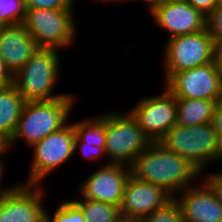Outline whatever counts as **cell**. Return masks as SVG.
<instances>
[{
  "label": "cell",
  "mask_w": 222,
  "mask_h": 222,
  "mask_svg": "<svg viewBox=\"0 0 222 222\" xmlns=\"http://www.w3.org/2000/svg\"><path fill=\"white\" fill-rule=\"evenodd\" d=\"M92 1H94V0H92ZM99 1L102 2V3H105L106 5L107 4L110 5V3H114L115 5H116V3L117 4L121 3V0H98V2ZM95 2H97V0Z\"/></svg>",
  "instance_id": "35"
},
{
  "label": "cell",
  "mask_w": 222,
  "mask_h": 222,
  "mask_svg": "<svg viewBox=\"0 0 222 222\" xmlns=\"http://www.w3.org/2000/svg\"><path fill=\"white\" fill-rule=\"evenodd\" d=\"M174 199L181 208L184 222H222V204L201 178L198 184L187 187Z\"/></svg>",
  "instance_id": "15"
},
{
  "label": "cell",
  "mask_w": 222,
  "mask_h": 222,
  "mask_svg": "<svg viewBox=\"0 0 222 222\" xmlns=\"http://www.w3.org/2000/svg\"><path fill=\"white\" fill-rule=\"evenodd\" d=\"M26 11L25 0H0V27L23 24Z\"/></svg>",
  "instance_id": "22"
},
{
  "label": "cell",
  "mask_w": 222,
  "mask_h": 222,
  "mask_svg": "<svg viewBox=\"0 0 222 222\" xmlns=\"http://www.w3.org/2000/svg\"><path fill=\"white\" fill-rule=\"evenodd\" d=\"M187 2L205 16L218 5L217 0H188Z\"/></svg>",
  "instance_id": "30"
},
{
  "label": "cell",
  "mask_w": 222,
  "mask_h": 222,
  "mask_svg": "<svg viewBox=\"0 0 222 222\" xmlns=\"http://www.w3.org/2000/svg\"><path fill=\"white\" fill-rule=\"evenodd\" d=\"M159 143L188 159L201 173L219 161L218 135L212 122L197 126L176 124Z\"/></svg>",
  "instance_id": "4"
},
{
  "label": "cell",
  "mask_w": 222,
  "mask_h": 222,
  "mask_svg": "<svg viewBox=\"0 0 222 222\" xmlns=\"http://www.w3.org/2000/svg\"><path fill=\"white\" fill-rule=\"evenodd\" d=\"M75 0H25L27 8L35 9H67L75 6Z\"/></svg>",
  "instance_id": "26"
},
{
  "label": "cell",
  "mask_w": 222,
  "mask_h": 222,
  "mask_svg": "<svg viewBox=\"0 0 222 222\" xmlns=\"http://www.w3.org/2000/svg\"><path fill=\"white\" fill-rule=\"evenodd\" d=\"M212 63L222 73V36L213 39L212 43Z\"/></svg>",
  "instance_id": "29"
},
{
  "label": "cell",
  "mask_w": 222,
  "mask_h": 222,
  "mask_svg": "<svg viewBox=\"0 0 222 222\" xmlns=\"http://www.w3.org/2000/svg\"><path fill=\"white\" fill-rule=\"evenodd\" d=\"M76 136L86 145L105 147L106 110L97 116L72 122Z\"/></svg>",
  "instance_id": "19"
},
{
  "label": "cell",
  "mask_w": 222,
  "mask_h": 222,
  "mask_svg": "<svg viewBox=\"0 0 222 222\" xmlns=\"http://www.w3.org/2000/svg\"><path fill=\"white\" fill-rule=\"evenodd\" d=\"M131 167L123 164L99 165L79 183V196L120 208Z\"/></svg>",
  "instance_id": "12"
},
{
  "label": "cell",
  "mask_w": 222,
  "mask_h": 222,
  "mask_svg": "<svg viewBox=\"0 0 222 222\" xmlns=\"http://www.w3.org/2000/svg\"><path fill=\"white\" fill-rule=\"evenodd\" d=\"M8 152H10L8 141L0 135V157H5Z\"/></svg>",
  "instance_id": "34"
},
{
  "label": "cell",
  "mask_w": 222,
  "mask_h": 222,
  "mask_svg": "<svg viewBox=\"0 0 222 222\" xmlns=\"http://www.w3.org/2000/svg\"><path fill=\"white\" fill-rule=\"evenodd\" d=\"M157 95L143 97L128 111L151 142H159L177 124L176 98L162 87Z\"/></svg>",
  "instance_id": "9"
},
{
  "label": "cell",
  "mask_w": 222,
  "mask_h": 222,
  "mask_svg": "<svg viewBox=\"0 0 222 222\" xmlns=\"http://www.w3.org/2000/svg\"><path fill=\"white\" fill-rule=\"evenodd\" d=\"M206 29L212 39L222 36V2L206 16Z\"/></svg>",
  "instance_id": "25"
},
{
  "label": "cell",
  "mask_w": 222,
  "mask_h": 222,
  "mask_svg": "<svg viewBox=\"0 0 222 222\" xmlns=\"http://www.w3.org/2000/svg\"><path fill=\"white\" fill-rule=\"evenodd\" d=\"M75 95L70 93L55 100L26 102L14 136L8 142L9 151H13L14 146L21 142L29 149L64 127L77 103Z\"/></svg>",
  "instance_id": "2"
},
{
  "label": "cell",
  "mask_w": 222,
  "mask_h": 222,
  "mask_svg": "<svg viewBox=\"0 0 222 222\" xmlns=\"http://www.w3.org/2000/svg\"><path fill=\"white\" fill-rule=\"evenodd\" d=\"M201 179L211 188L216 196V199L222 204V172L208 173L203 171L201 173Z\"/></svg>",
  "instance_id": "27"
},
{
  "label": "cell",
  "mask_w": 222,
  "mask_h": 222,
  "mask_svg": "<svg viewBox=\"0 0 222 222\" xmlns=\"http://www.w3.org/2000/svg\"><path fill=\"white\" fill-rule=\"evenodd\" d=\"M75 154L79 150L81 156H83L84 160L86 159L87 162H92V160L98 162L97 164L100 165H107L110 164L106 159L105 154V147H97L95 145H86V143L82 142L77 136L75 139V146H74ZM104 157V158H103ZM105 159V163H101V160ZM89 160V161H88ZM107 162V163H106Z\"/></svg>",
  "instance_id": "24"
},
{
  "label": "cell",
  "mask_w": 222,
  "mask_h": 222,
  "mask_svg": "<svg viewBox=\"0 0 222 222\" xmlns=\"http://www.w3.org/2000/svg\"><path fill=\"white\" fill-rule=\"evenodd\" d=\"M141 222H184L181 208L173 198L165 206L147 215Z\"/></svg>",
  "instance_id": "23"
},
{
  "label": "cell",
  "mask_w": 222,
  "mask_h": 222,
  "mask_svg": "<svg viewBox=\"0 0 222 222\" xmlns=\"http://www.w3.org/2000/svg\"><path fill=\"white\" fill-rule=\"evenodd\" d=\"M25 103L13 84L0 91V135L8 142L14 136Z\"/></svg>",
  "instance_id": "17"
},
{
  "label": "cell",
  "mask_w": 222,
  "mask_h": 222,
  "mask_svg": "<svg viewBox=\"0 0 222 222\" xmlns=\"http://www.w3.org/2000/svg\"><path fill=\"white\" fill-rule=\"evenodd\" d=\"M216 101L209 99H176L177 124L197 126L213 121Z\"/></svg>",
  "instance_id": "18"
},
{
  "label": "cell",
  "mask_w": 222,
  "mask_h": 222,
  "mask_svg": "<svg viewBox=\"0 0 222 222\" xmlns=\"http://www.w3.org/2000/svg\"><path fill=\"white\" fill-rule=\"evenodd\" d=\"M61 52L52 48H39L13 75V85L26 102L55 100L70 94L55 92L62 74Z\"/></svg>",
  "instance_id": "3"
},
{
  "label": "cell",
  "mask_w": 222,
  "mask_h": 222,
  "mask_svg": "<svg viewBox=\"0 0 222 222\" xmlns=\"http://www.w3.org/2000/svg\"><path fill=\"white\" fill-rule=\"evenodd\" d=\"M56 206L53 214L48 212L49 209H45L44 222H85L81 209L71 198L69 200L66 198L60 204H56Z\"/></svg>",
  "instance_id": "21"
},
{
  "label": "cell",
  "mask_w": 222,
  "mask_h": 222,
  "mask_svg": "<svg viewBox=\"0 0 222 222\" xmlns=\"http://www.w3.org/2000/svg\"><path fill=\"white\" fill-rule=\"evenodd\" d=\"M39 48L23 24L0 28V58L12 75H15Z\"/></svg>",
  "instance_id": "16"
},
{
  "label": "cell",
  "mask_w": 222,
  "mask_h": 222,
  "mask_svg": "<svg viewBox=\"0 0 222 222\" xmlns=\"http://www.w3.org/2000/svg\"><path fill=\"white\" fill-rule=\"evenodd\" d=\"M46 190L45 185L17 182L0 197V222H44Z\"/></svg>",
  "instance_id": "11"
},
{
  "label": "cell",
  "mask_w": 222,
  "mask_h": 222,
  "mask_svg": "<svg viewBox=\"0 0 222 222\" xmlns=\"http://www.w3.org/2000/svg\"><path fill=\"white\" fill-rule=\"evenodd\" d=\"M151 143L129 111L106 110L105 154L109 163L131 167Z\"/></svg>",
  "instance_id": "6"
},
{
  "label": "cell",
  "mask_w": 222,
  "mask_h": 222,
  "mask_svg": "<svg viewBox=\"0 0 222 222\" xmlns=\"http://www.w3.org/2000/svg\"><path fill=\"white\" fill-rule=\"evenodd\" d=\"M212 123L218 135V151L220 162L222 161V99L216 102Z\"/></svg>",
  "instance_id": "28"
},
{
  "label": "cell",
  "mask_w": 222,
  "mask_h": 222,
  "mask_svg": "<svg viewBox=\"0 0 222 222\" xmlns=\"http://www.w3.org/2000/svg\"><path fill=\"white\" fill-rule=\"evenodd\" d=\"M132 1L134 2L142 1L143 3H145V5L147 4L146 10L148 13L161 2V0H121V4L122 3L127 4Z\"/></svg>",
  "instance_id": "33"
},
{
  "label": "cell",
  "mask_w": 222,
  "mask_h": 222,
  "mask_svg": "<svg viewBox=\"0 0 222 222\" xmlns=\"http://www.w3.org/2000/svg\"><path fill=\"white\" fill-rule=\"evenodd\" d=\"M162 86L176 99H222V73L212 62L174 73Z\"/></svg>",
  "instance_id": "10"
},
{
  "label": "cell",
  "mask_w": 222,
  "mask_h": 222,
  "mask_svg": "<svg viewBox=\"0 0 222 222\" xmlns=\"http://www.w3.org/2000/svg\"><path fill=\"white\" fill-rule=\"evenodd\" d=\"M138 180L164 188L175 197L179 192L198 183L201 172L188 159L152 142L131 166Z\"/></svg>",
  "instance_id": "1"
},
{
  "label": "cell",
  "mask_w": 222,
  "mask_h": 222,
  "mask_svg": "<svg viewBox=\"0 0 222 222\" xmlns=\"http://www.w3.org/2000/svg\"><path fill=\"white\" fill-rule=\"evenodd\" d=\"M78 197L71 200L81 209L85 222H123L118 207Z\"/></svg>",
  "instance_id": "20"
},
{
  "label": "cell",
  "mask_w": 222,
  "mask_h": 222,
  "mask_svg": "<svg viewBox=\"0 0 222 222\" xmlns=\"http://www.w3.org/2000/svg\"><path fill=\"white\" fill-rule=\"evenodd\" d=\"M74 9L27 8L23 25L40 48L67 50L75 44L78 33Z\"/></svg>",
  "instance_id": "5"
},
{
  "label": "cell",
  "mask_w": 222,
  "mask_h": 222,
  "mask_svg": "<svg viewBox=\"0 0 222 222\" xmlns=\"http://www.w3.org/2000/svg\"><path fill=\"white\" fill-rule=\"evenodd\" d=\"M0 81H2L6 86L13 84V75L1 58H0Z\"/></svg>",
  "instance_id": "32"
},
{
  "label": "cell",
  "mask_w": 222,
  "mask_h": 222,
  "mask_svg": "<svg viewBox=\"0 0 222 222\" xmlns=\"http://www.w3.org/2000/svg\"><path fill=\"white\" fill-rule=\"evenodd\" d=\"M149 15L157 28L167 31V39L206 29V16L188 2H160Z\"/></svg>",
  "instance_id": "14"
},
{
  "label": "cell",
  "mask_w": 222,
  "mask_h": 222,
  "mask_svg": "<svg viewBox=\"0 0 222 222\" xmlns=\"http://www.w3.org/2000/svg\"><path fill=\"white\" fill-rule=\"evenodd\" d=\"M173 198L164 188L138 180L131 174L119 208L121 218L123 222H141Z\"/></svg>",
  "instance_id": "13"
},
{
  "label": "cell",
  "mask_w": 222,
  "mask_h": 222,
  "mask_svg": "<svg viewBox=\"0 0 222 222\" xmlns=\"http://www.w3.org/2000/svg\"><path fill=\"white\" fill-rule=\"evenodd\" d=\"M6 85L2 82V81H0V91L5 87Z\"/></svg>",
  "instance_id": "37"
},
{
  "label": "cell",
  "mask_w": 222,
  "mask_h": 222,
  "mask_svg": "<svg viewBox=\"0 0 222 222\" xmlns=\"http://www.w3.org/2000/svg\"><path fill=\"white\" fill-rule=\"evenodd\" d=\"M76 134L71 120L61 129L49 134L29 148L32 152L31 164L28 168L24 184L46 185L50 174L59 169L75 154ZM33 150V151H32ZM45 181V182H44Z\"/></svg>",
  "instance_id": "7"
},
{
  "label": "cell",
  "mask_w": 222,
  "mask_h": 222,
  "mask_svg": "<svg viewBox=\"0 0 222 222\" xmlns=\"http://www.w3.org/2000/svg\"><path fill=\"white\" fill-rule=\"evenodd\" d=\"M213 39L207 29L167 39L163 46L165 83L174 73L212 62Z\"/></svg>",
  "instance_id": "8"
},
{
  "label": "cell",
  "mask_w": 222,
  "mask_h": 222,
  "mask_svg": "<svg viewBox=\"0 0 222 222\" xmlns=\"http://www.w3.org/2000/svg\"><path fill=\"white\" fill-rule=\"evenodd\" d=\"M4 160L7 163V160L5 159V157H0V197L3 196L4 194H6L8 191H10L17 184V183H15L13 185V183H12L11 186H10V184L9 185L4 184V182H3L4 177H5L4 174L7 169V167H6L7 164L5 163ZM3 185H5V186H3Z\"/></svg>",
  "instance_id": "31"
},
{
  "label": "cell",
  "mask_w": 222,
  "mask_h": 222,
  "mask_svg": "<svg viewBox=\"0 0 222 222\" xmlns=\"http://www.w3.org/2000/svg\"><path fill=\"white\" fill-rule=\"evenodd\" d=\"M188 0H161V2H187Z\"/></svg>",
  "instance_id": "36"
}]
</instances>
